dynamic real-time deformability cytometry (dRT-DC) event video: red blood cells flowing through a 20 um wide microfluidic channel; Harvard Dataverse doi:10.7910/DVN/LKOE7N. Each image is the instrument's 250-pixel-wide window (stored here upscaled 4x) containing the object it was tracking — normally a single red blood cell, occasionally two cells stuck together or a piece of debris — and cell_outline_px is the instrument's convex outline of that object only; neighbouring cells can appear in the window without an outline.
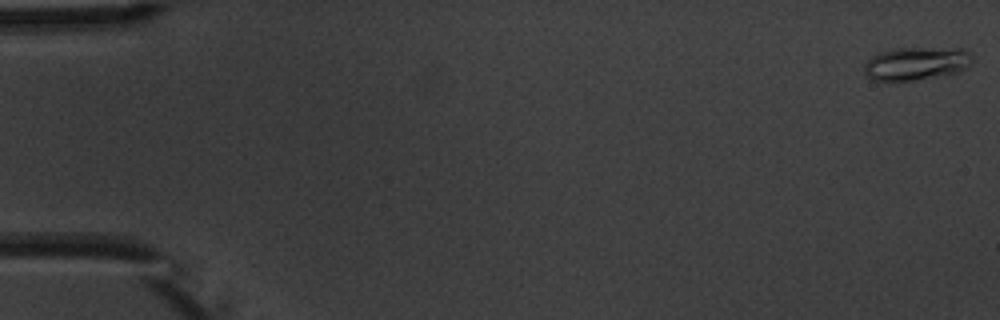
{"species": "common noctule bat (a hibernating species)", "species_latin": "Nyctalus noctula", "temperature_condition": "warm", "stored_images_in_passage": 4, "camera_frame_rate_fps": 3000, "um_per_image_px": 0.085, "animal": {"sex": "male", "body_mass_g": 20.1, "forearm_length_mm": 53.5}, "frame": {"image": 1, "passage_image": 1, "time_ms": 0.0, "image_size_px": [1000, 320], "cell_outline_px": [[972, 60], [968, 68], [960, 72], [912, 80], [872, 80], [864, 72], [864, 64], [872, 56], [880, 52], [892, 48], [964, 48], [972, 56]], "centroid_in_image_um": [77.9, 5.38], "position_along_channel_um": 7.1, "area_um2": 20.87}}